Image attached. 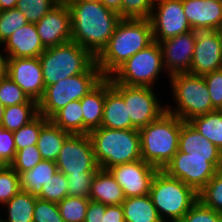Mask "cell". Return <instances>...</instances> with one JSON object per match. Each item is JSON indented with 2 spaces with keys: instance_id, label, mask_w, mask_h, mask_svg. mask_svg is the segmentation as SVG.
I'll use <instances>...</instances> for the list:
<instances>
[{
  "instance_id": "1",
  "label": "cell",
  "mask_w": 222,
  "mask_h": 222,
  "mask_svg": "<svg viewBox=\"0 0 222 222\" xmlns=\"http://www.w3.org/2000/svg\"><path fill=\"white\" fill-rule=\"evenodd\" d=\"M66 3L71 14V40L96 57L107 45L122 18L101 2Z\"/></svg>"
},
{
  "instance_id": "2",
  "label": "cell",
  "mask_w": 222,
  "mask_h": 222,
  "mask_svg": "<svg viewBox=\"0 0 222 222\" xmlns=\"http://www.w3.org/2000/svg\"><path fill=\"white\" fill-rule=\"evenodd\" d=\"M154 42L150 19H121L107 45L95 57L103 77L109 78L140 50Z\"/></svg>"
},
{
  "instance_id": "3",
  "label": "cell",
  "mask_w": 222,
  "mask_h": 222,
  "mask_svg": "<svg viewBox=\"0 0 222 222\" xmlns=\"http://www.w3.org/2000/svg\"><path fill=\"white\" fill-rule=\"evenodd\" d=\"M183 121L164 112L157 120L139 129L142 160L163 170L178 151Z\"/></svg>"
},
{
  "instance_id": "4",
  "label": "cell",
  "mask_w": 222,
  "mask_h": 222,
  "mask_svg": "<svg viewBox=\"0 0 222 222\" xmlns=\"http://www.w3.org/2000/svg\"><path fill=\"white\" fill-rule=\"evenodd\" d=\"M95 159L101 169L142 159L139 129L99 127L88 133Z\"/></svg>"
},
{
  "instance_id": "5",
  "label": "cell",
  "mask_w": 222,
  "mask_h": 222,
  "mask_svg": "<svg viewBox=\"0 0 222 222\" xmlns=\"http://www.w3.org/2000/svg\"><path fill=\"white\" fill-rule=\"evenodd\" d=\"M149 196L163 222H179L198 201V193L181 180L158 170Z\"/></svg>"
},
{
  "instance_id": "6",
  "label": "cell",
  "mask_w": 222,
  "mask_h": 222,
  "mask_svg": "<svg viewBox=\"0 0 222 222\" xmlns=\"http://www.w3.org/2000/svg\"><path fill=\"white\" fill-rule=\"evenodd\" d=\"M171 95L175 106L166 105V112L177 116L182 121L207 114L216 109L212 106L208 87L203 76L190 73H178L169 76ZM172 107V108H171Z\"/></svg>"
},
{
  "instance_id": "7",
  "label": "cell",
  "mask_w": 222,
  "mask_h": 222,
  "mask_svg": "<svg viewBox=\"0 0 222 222\" xmlns=\"http://www.w3.org/2000/svg\"><path fill=\"white\" fill-rule=\"evenodd\" d=\"M45 88L65 78L84 73L95 57L74 41L46 48L39 56Z\"/></svg>"
},
{
  "instance_id": "8",
  "label": "cell",
  "mask_w": 222,
  "mask_h": 222,
  "mask_svg": "<svg viewBox=\"0 0 222 222\" xmlns=\"http://www.w3.org/2000/svg\"><path fill=\"white\" fill-rule=\"evenodd\" d=\"M104 77L94 62L84 73L65 78L45 88L38 102L39 114L50 119L57 111L74 100H81Z\"/></svg>"
},
{
  "instance_id": "9",
  "label": "cell",
  "mask_w": 222,
  "mask_h": 222,
  "mask_svg": "<svg viewBox=\"0 0 222 222\" xmlns=\"http://www.w3.org/2000/svg\"><path fill=\"white\" fill-rule=\"evenodd\" d=\"M162 71L165 72L162 51L159 42L154 41L129 58L109 78L112 83L154 88Z\"/></svg>"
},
{
  "instance_id": "10",
  "label": "cell",
  "mask_w": 222,
  "mask_h": 222,
  "mask_svg": "<svg viewBox=\"0 0 222 222\" xmlns=\"http://www.w3.org/2000/svg\"><path fill=\"white\" fill-rule=\"evenodd\" d=\"M112 87L123 97L127 107L131 129H141L157 120L166 106L157 98L152 87L126 86L112 83Z\"/></svg>"
},
{
  "instance_id": "11",
  "label": "cell",
  "mask_w": 222,
  "mask_h": 222,
  "mask_svg": "<svg viewBox=\"0 0 222 222\" xmlns=\"http://www.w3.org/2000/svg\"><path fill=\"white\" fill-rule=\"evenodd\" d=\"M221 163L222 157H189L188 153L177 151L163 171L198 193L218 172Z\"/></svg>"
},
{
  "instance_id": "12",
  "label": "cell",
  "mask_w": 222,
  "mask_h": 222,
  "mask_svg": "<svg viewBox=\"0 0 222 222\" xmlns=\"http://www.w3.org/2000/svg\"><path fill=\"white\" fill-rule=\"evenodd\" d=\"M55 162L58 171L65 175L95 174L100 168L88 134H71Z\"/></svg>"
},
{
  "instance_id": "13",
  "label": "cell",
  "mask_w": 222,
  "mask_h": 222,
  "mask_svg": "<svg viewBox=\"0 0 222 222\" xmlns=\"http://www.w3.org/2000/svg\"><path fill=\"white\" fill-rule=\"evenodd\" d=\"M150 22L153 39L159 43L192 30L185 16L183 0H154Z\"/></svg>"
},
{
  "instance_id": "14",
  "label": "cell",
  "mask_w": 222,
  "mask_h": 222,
  "mask_svg": "<svg viewBox=\"0 0 222 222\" xmlns=\"http://www.w3.org/2000/svg\"><path fill=\"white\" fill-rule=\"evenodd\" d=\"M196 42L188 73L203 76L222 69V35L219 30H195Z\"/></svg>"
},
{
  "instance_id": "15",
  "label": "cell",
  "mask_w": 222,
  "mask_h": 222,
  "mask_svg": "<svg viewBox=\"0 0 222 222\" xmlns=\"http://www.w3.org/2000/svg\"><path fill=\"white\" fill-rule=\"evenodd\" d=\"M108 170L121 186L125 198L149 194L153 177L158 171L142 159L118 164Z\"/></svg>"
},
{
  "instance_id": "16",
  "label": "cell",
  "mask_w": 222,
  "mask_h": 222,
  "mask_svg": "<svg viewBox=\"0 0 222 222\" xmlns=\"http://www.w3.org/2000/svg\"><path fill=\"white\" fill-rule=\"evenodd\" d=\"M6 75L15 82L26 95L39 102L45 92L42 66L39 57L7 58Z\"/></svg>"
},
{
  "instance_id": "17",
  "label": "cell",
  "mask_w": 222,
  "mask_h": 222,
  "mask_svg": "<svg viewBox=\"0 0 222 222\" xmlns=\"http://www.w3.org/2000/svg\"><path fill=\"white\" fill-rule=\"evenodd\" d=\"M35 25L45 48L71 41V14L64 1H59Z\"/></svg>"
},
{
  "instance_id": "18",
  "label": "cell",
  "mask_w": 222,
  "mask_h": 222,
  "mask_svg": "<svg viewBox=\"0 0 222 222\" xmlns=\"http://www.w3.org/2000/svg\"><path fill=\"white\" fill-rule=\"evenodd\" d=\"M196 42L195 30L180 34L160 42L165 73L172 76L188 73L194 54Z\"/></svg>"
},
{
  "instance_id": "19",
  "label": "cell",
  "mask_w": 222,
  "mask_h": 222,
  "mask_svg": "<svg viewBox=\"0 0 222 222\" xmlns=\"http://www.w3.org/2000/svg\"><path fill=\"white\" fill-rule=\"evenodd\" d=\"M183 8L192 30H219L222 26L220 0H183Z\"/></svg>"
},
{
  "instance_id": "20",
  "label": "cell",
  "mask_w": 222,
  "mask_h": 222,
  "mask_svg": "<svg viewBox=\"0 0 222 222\" xmlns=\"http://www.w3.org/2000/svg\"><path fill=\"white\" fill-rule=\"evenodd\" d=\"M2 52L7 58H33L39 57L45 47L38 35L35 23H28L17 29L10 38L3 43Z\"/></svg>"
},
{
  "instance_id": "21",
  "label": "cell",
  "mask_w": 222,
  "mask_h": 222,
  "mask_svg": "<svg viewBox=\"0 0 222 222\" xmlns=\"http://www.w3.org/2000/svg\"><path fill=\"white\" fill-rule=\"evenodd\" d=\"M101 127L110 129H131L127 107L123 97L112 87L110 78L106 77V97Z\"/></svg>"
},
{
  "instance_id": "22",
  "label": "cell",
  "mask_w": 222,
  "mask_h": 222,
  "mask_svg": "<svg viewBox=\"0 0 222 222\" xmlns=\"http://www.w3.org/2000/svg\"><path fill=\"white\" fill-rule=\"evenodd\" d=\"M178 151L189 157H222V151L188 121H183L179 135Z\"/></svg>"
},
{
  "instance_id": "23",
  "label": "cell",
  "mask_w": 222,
  "mask_h": 222,
  "mask_svg": "<svg viewBox=\"0 0 222 222\" xmlns=\"http://www.w3.org/2000/svg\"><path fill=\"white\" fill-rule=\"evenodd\" d=\"M89 199L104 205H122L125 196L111 172L99 168L92 180Z\"/></svg>"
},
{
  "instance_id": "24",
  "label": "cell",
  "mask_w": 222,
  "mask_h": 222,
  "mask_svg": "<svg viewBox=\"0 0 222 222\" xmlns=\"http://www.w3.org/2000/svg\"><path fill=\"white\" fill-rule=\"evenodd\" d=\"M105 97L106 77L80 100L83 110V134L101 127Z\"/></svg>"
},
{
  "instance_id": "25",
  "label": "cell",
  "mask_w": 222,
  "mask_h": 222,
  "mask_svg": "<svg viewBox=\"0 0 222 222\" xmlns=\"http://www.w3.org/2000/svg\"><path fill=\"white\" fill-rule=\"evenodd\" d=\"M71 133L57 127L50 119L42 126L37 147L42 160L56 161L65 140Z\"/></svg>"
},
{
  "instance_id": "26",
  "label": "cell",
  "mask_w": 222,
  "mask_h": 222,
  "mask_svg": "<svg viewBox=\"0 0 222 222\" xmlns=\"http://www.w3.org/2000/svg\"><path fill=\"white\" fill-rule=\"evenodd\" d=\"M122 209L125 222H163L149 194L125 198Z\"/></svg>"
},
{
  "instance_id": "27",
  "label": "cell",
  "mask_w": 222,
  "mask_h": 222,
  "mask_svg": "<svg viewBox=\"0 0 222 222\" xmlns=\"http://www.w3.org/2000/svg\"><path fill=\"white\" fill-rule=\"evenodd\" d=\"M57 171L56 162L41 160L32 169L20 174V189L38 197L41 194L42 185L47 183Z\"/></svg>"
},
{
  "instance_id": "28",
  "label": "cell",
  "mask_w": 222,
  "mask_h": 222,
  "mask_svg": "<svg viewBox=\"0 0 222 222\" xmlns=\"http://www.w3.org/2000/svg\"><path fill=\"white\" fill-rule=\"evenodd\" d=\"M38 197L20 190L3 206L7 207L5 222H33V211Z\"/></svg>"
},
{
  "instance_id": "29",
  "label": "cell",
  "mask_w": 222,
  "mask_h": 222,
  "mask_svg": "<svg viewBox=\"0 0 222 222\" xmlns=\"http://www.w3.org/2000/svg\"><path fill=\"white\" fill-rule=\"evenodd\" d=\"M50 120L71 134H83V110L80 100H74L57 111Z\"/></svg>"
},
{
  "instance_id": "30",
  "label": "cell",
  "mask_w": 222,
  "mask_h": 222,
  "mask_svg": "<svg viewBox=\"0 0 222 222\" xmlns=\"http://www.w3.org/2000/svg\"><path fill=\"white\" fill-rule=\"evenodd\" d=\"M188 122L222 151V113L220 111L195 116Z\"/></svg>"
},
{
  "instance_id": "31",
  "label": "cell",
  "mask_w": 222,
  "mask_h": 222,
  "mask_svg": "<svg viewBox=\"0 0 222 222\" xmlns=\"http://www.w3.org/2000/svg\"><path fill=\"white\" fill-rule=\"evenodd\" d=\"M39 115L38 104H18L7 106L4 110L1 127L5 130L15 132L22 126L30 123Z\"/></svg>"
},
{
  "instance_id": "32",
  "label": "cell",
  "mask_w": 222,
  "mask_h": 222,
  "mask_svg": "<svg viewBox=\"0 0 222 222\" xmlns=\"http://www.w3.org/2000/svg\"><path fill=\"white\" fill-rule=\"evenodd\" d=\"M198 200L204 206L222 212V174L219 171L198 192Z\"/></svg>"
},
{
  "instance_id": "33",
  "label": "cell",
  "mask_w": 222,
  "mask_h": 222,
  "mask_svg": "<svg viewBox=\"0 0 222 222\" xmlns=\"http://www.w3.org/2000/svg\"><path fill=\"white\" fill-rule=\"evenodd\" d=\"M89 198L67 196L58 203L64 222H84Z\"/></svg>"
},
{
  "instance_id": "34",
  "label": "cell",
  "mask_w": 222,
  "mask_h": 222,
  "mask_svg": "<svg viewBox=\"0 0 222 222\" xmlns=\"http://www.w3.org/2000/svg\"><path fill=\"white\" fill-rule=\"evenodd\" d=\"M48 120L49 119L39 114L30 123L13 132L16 151L37 144L41 128Z\"/></svg>"
},
{
  "instance_id": "35",
  "label": "cell",
  "mask_w": 222,
  "mask_h": 222,
  "mask_svg": "<svg viewBox=\"0 0 222 222\" xmlns=\"http://www.w3.org/2000/svg\"><path fill=\"white\" fill-rule=\"evenodd\" d=\"M0 101L4 107L18 104H38L37 101L30 99L7 75L0 79Z\"/></svg>"
},
{
  "instance_id": "36",
  "label": "cell",
  "mask_w": 222,
  "mask_h": 222,
  "mask_svg": "<svg viewBox=\"0 0 222 222\" xmlns=\"http://www.w3.org/2000/svg\"><path fill=\"white\" fill-rule=\"evenodd\" d=\"M68 180L64 173L57 171L51 179L42 185L39 199L59 203L68 196Z\"/></svg>"
},
{
  "instance_id": "37",
  "label": "cell",
  "mask_w": 222,
  "mask_h": 222,
  "mask_svg": "<svg viewBox=\"0 0 222 222\" xmlns=\"http://www.w3.org/2000/svg\"><path fill=\"white\" fill-rule=\"evenodd\" d=\"M59 0H17L16 9L20 10L29 23L41 20Z\"/></svg>"
},
{
  "instance_id": "38",
  "label": "cell",
  "mask_w": 222,
  "mask_h": 222,
  "mask_svg": "<svg viewBox=\"0 0 222 222\" xmlns=\"http://www.w3.org/2000/svg\"><path fill=\"white\" fill-rule=\"evenodd\" d=\"M29 22L23 13L14 8L0 11V46L17 30Z\"/></svg>"
},
{
  "instance_id": "39",
  "label": "cell",
  "mask_w": 222,
  "mask_h": 222,
  "mask_svg": "<svg viewBox=\"0 0 222 222\" xmlns=\"http://www.w3.org/2000/svg\"><path fill=\"white\" fill-rule=\"evenodd\" d=\"M20 190V175L10 165L0 168V205H4Z\"/></svg>"
},
{
  "instance_id": "40",
  "label": "cell",
  "mask_w": 222,
  "mask_h": 222,
  "mask_svg": "<svg viewBox=\"0 0 222 222\" xmlns=\"http://www.w3.org/2000/svg\"><path fill=\"white\" fill-rule=\"evenodd\" d=\"M154 0H122V19H150Z\"/></svg>"
},
{
  "instance_id": "41",
  "label": "cell",
  "mask_w": 222,
  "mask_h": 222,
  "mask_svg": "<svg viewBox=\"0 0 222 222\" xmlns=\"http://www.w3.org/2000/svg\"><path fill=\"white\" fill-rule=\"evenodd\" d=\"M42 160L37 144L30 145L16 151L14 161L10 166L20 175L21 173L32 169Z\"/></svg>"
},
{
  "instance_id": "42",
  "label": "cell",
  "mask_w": 222,
  "mask_h": 222,
  "mask_svg": "<svg viewBox=\"0 0 222 222\" xmlns=\"http://www.w3.org/2000/svg\"><path fill=\"white\" fill-rule=\"evenodd\" d=\"M33 222H64L59 212L58 203L38 198L34 206Z\"/></svg>"
},
{
  "instance_id": "43",
  "label": "cell",
  "mask_w": 222,
  "mask_h": 222,
  "mask_svg": "<svg viewBox=\"0 0 222 222\" xmlns=\"http://www.w3.org/2000/svg\"><path fill=\"white\" fill-rule=\"evenodd\" d=\"M179 222H222L219 212L204 206L199 200Z\"/></svg>"
},
{
  "instance_id": "44",
  "label": "cell",
  "mask_w": 222,
  "mask_h": 222,
  "mask_svg": "<svg viewBox=\"0 0 222 222\" xmlns=\"http://www.w3.org/2000/svg\"><path fill=\"white\" fill-rule=\"evenodd\" d=\"M95 174L66 175L68 196L89 198L92 180Z\"/></svg>"
},
{
  "instance_id": "45",
  "label": "cell",
  "mask_w": 222,
  "mask_h": 222,
  "mask_svg": "<svg viewBox=\"0 0 222 222\" xmlns=\"http://www.w3.org/2000/svg\"><path fill=\"white\" fill-rule=\"evenodd\" d=\"M16 156L13 132L0 126V168L10 165Z\"/></svg>"
},
{
  "instance_id": "46",
  "label": "cell",
  "mask_w": 222,
  "mask_h": 222,
  "mask_svg": "<svg viewBox=\"0 0 222 222\" xmlns=\"http://www.w3.org/2000/svg\"><path fill=\"white\" fill-rule=\"evenodd\" d=\"M212 101V106L218 110L222 106V69L203 75Z\"/></svg>"
},
{
  "instance_id": "47",
  "label": "cell",
  "mask_w": 222,
  "mask_h": 222,
  "mask_svg": "<svg viewBox=\"0 0 222 222\" xmlns=\"http://www.w3.org/2000/svg\"><path fill=\"white\" fill-rule=\"evenodd\" d=\"M107 205L89 201L84 222H105V210Z\"/></svg>"
},
{
  "instance_id": "48",
  "label": "cell",
  "mask_w": 222,
  "mask_h": 222,
  "mask_svg": "<svg viewBox=\"0 0 222 222\" xmlns=\"http://www.w3.org/2000/svg\"><path fill=\"white\" fill-rule=\"evenodd\" d=\"M105 222H125L122 205H107Z\"/></svg>"
},
{
  "instance_id": "49",
  "label": "cell",
  "mask_w": 222,
  "mask_h": 222,
  "mask_svg": "<svg viewBox=\"0 0 222 222\" xmlns=\"http://www.w3.org/2000/svg\"><path fill=\"white\" fill-rule=\"evenodd\" d=\"M101 3L114 12H117L121 17V4L122 0H101Z\"/></svg>"
},
{
  "instance_id": "50",
  "label": "cell",
  "mask_w": 222,
  "mask_h": 222,
  "mask_svg": "<svg viewBox=\"0 0 222 222\" xmlns=\"http://www.w3.org/2000/svg\"><path fill=\"white\" fill-rule=\"evenodd\" d=\"M17 0H0V11L16 8Z\"/></svg>"
},
{
  "instance_id": "51",
  "label": "cell",
  "mask_w": 222,
  "mask_h": 222,
  "mask_svg": "<svg viewBox=\"0 0 222 222\" xmlns=\"http://www.w3.org/2000/svg\"><path fill=\"white\" fill-rule=\"evenodd\" d=\"M3 54L0 52V79L6 75L7 70V57Z\"/></svg>"
},
{
  "instance_id": "52",
  "label": "cell",
  "mask_w": 222,
  "mask_h": 222,
  "mask_svg": "<svg viewBox=\"0 0 222 222\" xmlns=\"http://www.w3.org/2000/svg\"><path fill=\"white\" fill-rule=\"evenodd\" d=\"M4 110H5V107L2 105V103L0 101V125H1L2 120H3Z\"/></svg>"
},
{
  "instance_id": "53",
  "label": "cell",
  "mask_w": 222,
  "mask_h": 222,
  "mask_svg": "<svg viewBox=\"0 0 222 222\" xmlns=\"http://www.w3.org/2000/svg\"><path fill=\"white\" fill-rule=\"evenodd\" d=\"M68 1H83V2H93V3L101 2V0H68Z\"/></svg>"
},
{
  "instance_id": "54",
  "label": "cell",
  "mask_w": 222,
  "mask_h": 222,
  "mask_svg": "<svg viewBox=\"0 0 222 222\" xmlns=\"http://www.w3.org/2000/svg\"><path fill=\"white\" fill-rule=\"evenodd\" d=\"M218 171L222 174V163L220 164V168Z\"/></svg>"
},
{
  "instance_id": "55",
  "label": "cell",
  "mask_w": 222,
  "mask_h": 222,
  "mask_svg": "<svg viewBox=\"0 0 222 222\" xmlns=\"http://www.w3.org/2000/svg\"><path fill=\"white\" fill-rule=\"evenodd\" d=\"M218 111H220L222 113V106L218 109Z\"/></svg>"
},
{
  "instance_id": "56",
  "label": "cell",
  "mask_w": 222,
  "mask_h": 222,
  "mask_svg": "<svg viewBox=\"0 0 222 222\" xmlns=\"http://www.w3.org/2000/svg\"><path fill=\"white\" fill-rule=\"evenodd\" d=\"M219 31H220V33H221V35H222V26H221V28L219 29Z\"/></svg>"
},
{
  "instance_id": "57",
  "label": "cell",
  "mask_w": 222,
  "mask_h": 222,
  "mask_svg": "<svg viewBox=\"0 0 222 222\" xmlns=\"http://www.w3.org/2000/svg\"><path fill=\"white\" fill-rule=\"evenodd\" d=\"M0 222H5V221L2 219V217H0Z\"/></svg>"
}]
</instances>
